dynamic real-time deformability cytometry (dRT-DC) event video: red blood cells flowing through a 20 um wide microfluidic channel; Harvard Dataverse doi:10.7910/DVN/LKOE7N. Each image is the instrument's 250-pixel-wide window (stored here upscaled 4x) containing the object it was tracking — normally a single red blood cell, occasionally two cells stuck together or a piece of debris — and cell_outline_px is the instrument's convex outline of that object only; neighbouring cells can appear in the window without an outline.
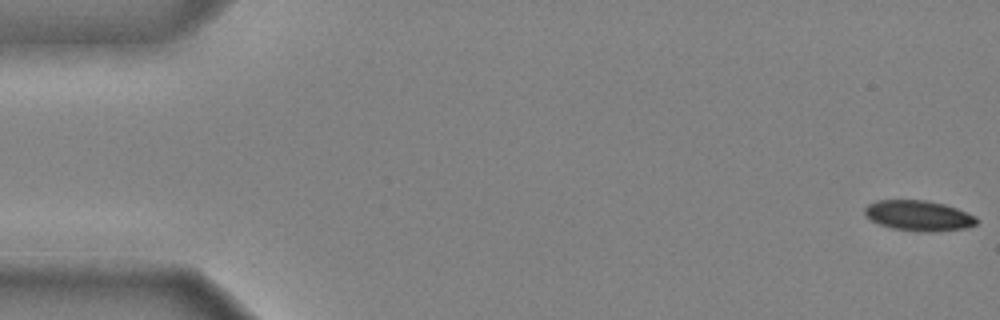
{"species": "common noctule bat (a hibernating species)", "species_latin": "Nyctalus noctula", "temperature_condition": "cold", "stored_images_in_passage": 49, "camera_frame_rate_fps": 3000, "um_per_image_px": 0.085, "animal": {"sex": "male", "body_mass_g": 20.4}, "frame": {"image": 1, "passage_image": 1, "time_ms": 0.0, "image_size_px": [1000, 320], "cell_outline_px": [[980, 220], [976, 224], [964, 228], [932, 232], [920, 232], [892, 228], [880, 224], [864, 216], [864, 208], [868, 204], [876, 200], [924, 200], [944, 204], [956, 208], [976, 216]], "centroid_in_image_um": [78.07, 18.33], "position_along_channel_um": 6.9, "area_um2": 19.88}}
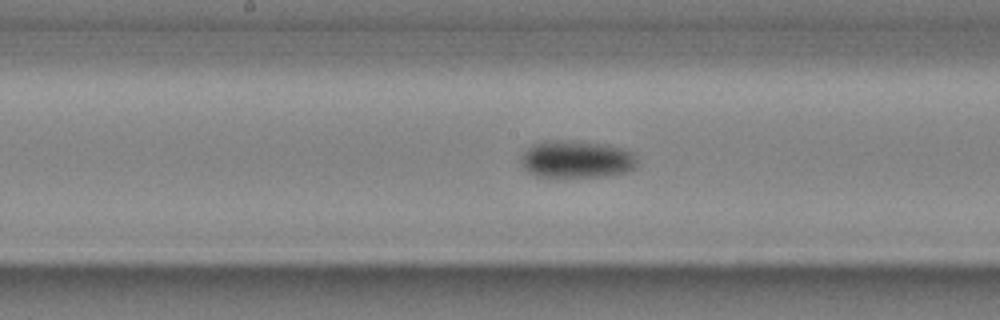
{"frame": {"image": 2, "passage_image": 26, "time_ms": 8.333, "image_size_px": [1000, 320], "cell_outline_px": [[636, 168], [628, 172], [612, 176], [536, 176], [528, 172], [520, 164], [520, 156], [532, 144], [544, 140], [556, 140], [608, 144], [632, 152], [636, 160]], "centroid_in_image_um": [48.99, 13.54], "position_along_channel_um": 199.2, "area_um2": 25.37}}
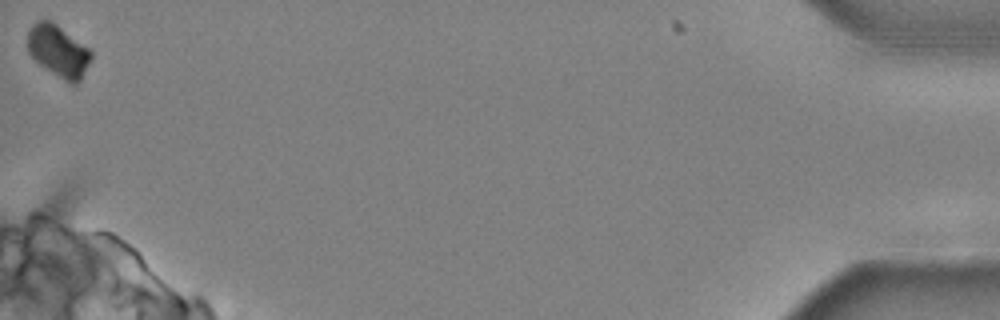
{"frame": {"image": 3, "passage_image": 49, "time_ms": 16.0, "image_size_px": [1000, 320], "cell_outline_px": [[92, 60], [80, 80], [76, 84], [72, 84], [64, 80], [44, 68], [28, 52], [28, 28], [36, 20], [52, 20], [88, 48], [92, 52]], "centroid_in_image_um": [4.96, 4.32], "position_along_channel_um": 430.2, "area_um2": 19.25}, "authors_computed_cell_mechanics": {"area_um2": 22.3108, "velocity_mm_per_s": 3.9471, "shape_relaxation_time_tau1_ms": 5.2443, "shape_relaxation_time_tau2_ms": null, "deformation_change_tau1": 0.1781, "deformation_change_tau2": null}}